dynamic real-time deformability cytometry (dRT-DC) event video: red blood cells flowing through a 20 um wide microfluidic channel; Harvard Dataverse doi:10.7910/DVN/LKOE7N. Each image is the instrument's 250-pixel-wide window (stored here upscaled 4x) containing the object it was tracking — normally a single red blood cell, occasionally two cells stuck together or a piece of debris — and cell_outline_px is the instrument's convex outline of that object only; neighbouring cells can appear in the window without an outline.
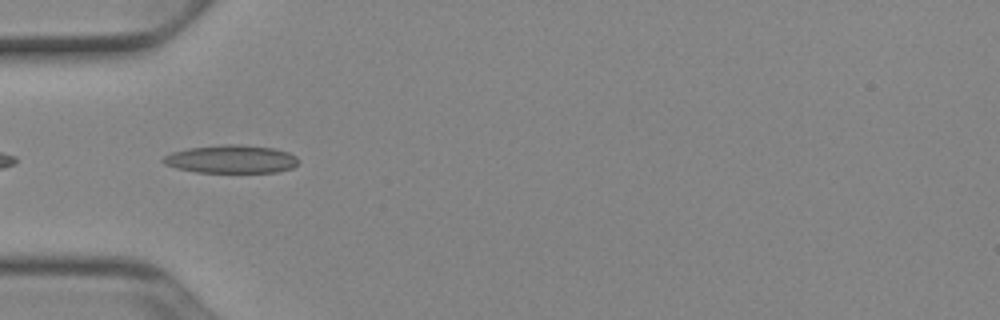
{"species": "Egyptian fruit bat (a non-hibernating species)", "species_latin": "Rousettus aegyptiacus", "temperature_condition": "cold", "stored_images_in_passage": 4, "camera_frame_rate_fps": 3000, "um_per_image_px": 0.085, "animal": {"sex": "female"}, "frame": {"image": 1, "passage_image": 2, "time_ms": 0.333, "image_size_px": [1000, 320], "cell_outline_px": [[300, 160], [292, 168], [276, 172], [196, 172], [176, 168], [164, 164], [160, 160], [164, 156], [172, 152], [188, 148], [224, 144], [240, 144], [276, 148], [288, 152], [296, 156]], "centroid_in_image_um": [19.65, 13.52], "position_along_channel_um": 65.3, "area_um2": 22.31}}